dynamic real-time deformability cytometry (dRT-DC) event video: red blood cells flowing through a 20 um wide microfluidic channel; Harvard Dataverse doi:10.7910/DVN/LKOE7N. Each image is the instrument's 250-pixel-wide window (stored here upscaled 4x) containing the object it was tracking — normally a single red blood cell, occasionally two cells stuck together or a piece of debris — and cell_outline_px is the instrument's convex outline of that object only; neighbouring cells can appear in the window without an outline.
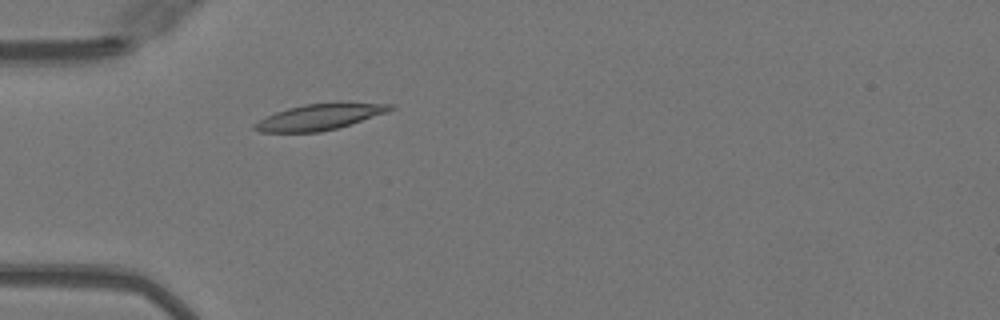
{"species": "Egyptian fruit bat (a non-hibernating species)", "species_latin": "Rousettus aegyptiacus", "temperature_condition": "warm", "stored_images_in_passage": 32, "camera_frame_rate_fps": 3000, "um_per_image_px": 0.085, "animal": {"sex": "female"}, "frame": {"image": 1, "passage_image": 7, "time_ms": 2.0, "image_size_px": [1000, 320], "cell_outline_px": [[396, 108], [388, 112], [336, 128], [320, 132], [260, 132], [252, 128], [252, 124], [276, 112], [288, 108], [304, 104], [340, 100], [396, 104]], "centroid_in_image_um": [27.27, 9.89], "position_along_channel_um": 57.7, "area_um2": 21.15}}
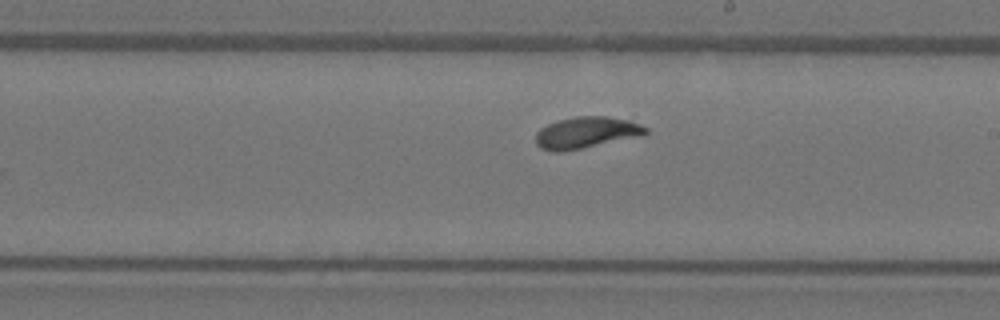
{"frame": {"image": 2, "passage_image": 21, "time_ms": 6.667, "image_size_px": [1000, 320], "cell_outline_px": [[648, 132], [644, 136], [560, 152], [556, 152], [540, 148], [536, 144], [536, 132], [540, 128], [556, 120], [576, 116], [608, 116], [628, 120], [640, 124], [648, 128]], "centroid_in_image_um": [49.85, 11.26], "position_along_channel_um": 239.2, "area_um2": 20.35}}
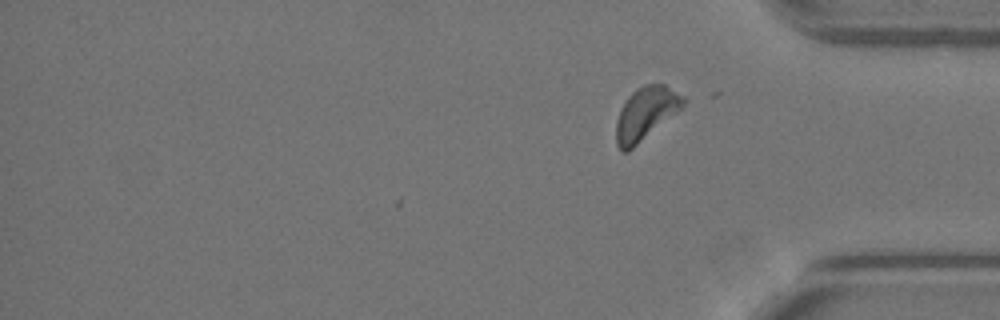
{"frame": {"image": 3, "passage_image": 32, "time_ms": 10.333, "image_size_px": [1000, 320], "cell_outline_px": [[688, 100], [680, 108], [628, 152], [620, 152], [616, 144], [616, 120], [620, 108], [628, 96], [636, 88], [644, 84], [664, 84], [684, 96]], "centroid_in_image_um": [54.84, 9.64], "position_along_channel_um": 380.4, "area_um2": 20.46}, "authors_computed_cell_mechanics": {"area_um2": 20.2589, "velocity_mm_per_s": 4.0307, "shape_relaxation_time_tau1_ms": 1.5289, "shape_relaxation_time_tau2_ms": 0.9126, "deformation_change_tau1": 0.1153, "deformation_change_tau2": 0.066}}